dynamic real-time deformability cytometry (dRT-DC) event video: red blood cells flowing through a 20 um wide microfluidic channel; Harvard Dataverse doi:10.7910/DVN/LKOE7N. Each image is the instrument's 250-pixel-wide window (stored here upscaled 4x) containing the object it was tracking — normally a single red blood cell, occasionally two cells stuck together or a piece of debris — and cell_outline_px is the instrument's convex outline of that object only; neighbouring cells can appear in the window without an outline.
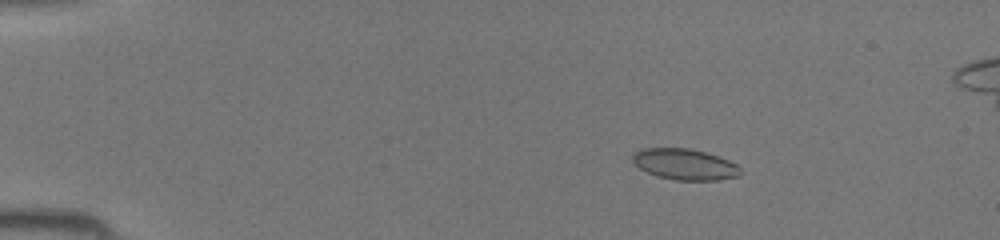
{"species": "common noctule bat (a hibernating species)", "species_latin": "Nyctalus noctula", "temperature_condition": "room temperature", "stored_images_in_passage": 42, "segment_of_instrument_passage": [1, 2], "camera_frame_rate_fps": 3000, "um_per_image_px": 0.085, "animal": {"sex": "female", "body_mass_g": 19.5, "forearm_length_mm": 54.1}, "frame": {"image": 1, "passage_image": 4, "time_ms": 1.0, "image_size_px": [1000, 240], "cell_outline_px": [[740, 172], [736, 176], [716, 180], [676, 180], [660, 176], [648, 172], [640, 168], [632, 160], [632, 156], [636, 152], [644, 148], [688, 148], [704, 152], [728, 160], [736, 164], [740, 168]], "centroid_in_image_um": [58.19, 13.96], "position_along_channel_um": 26.8, "area_um2": 19.02}}
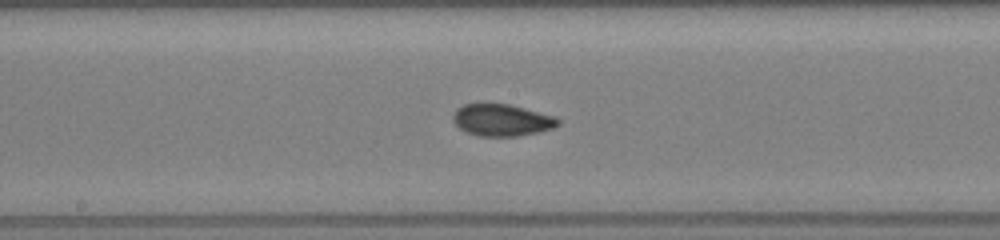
{"frame": {"image": 2, "passage_image": 21, "time_ms": 6.667, "image_size_px": [1000, 240], "cell_outline_px": [[560, 124], [552, 128], [536, 132], [516, 136], [476, 136], [460, 128], [452, 120], [452, 116], [456, 108], [464, 104], [508, 104], [524, 108], [552, 116], [560, 120]], "centroid_in_image_um": [42.61, 10.21], "position_along_channel_um": 205.6, "area_um2": 19.25}}
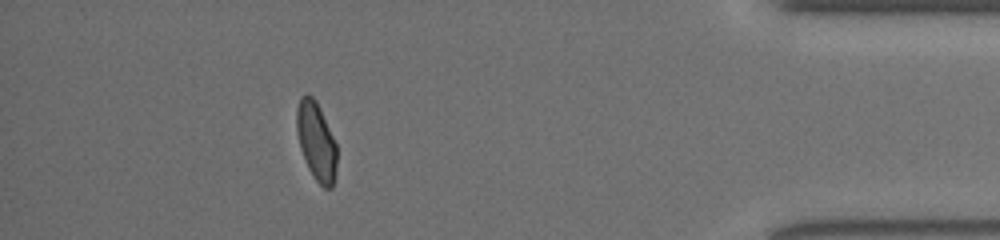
{"frame": {"image": 3, "passage_image": 37, "time_ms": 12.0, "image_size_px": [1000, 240], "cell_outline_px": [[336, 168], [332, 188], [324, 188], [316, 180], [308, 168], [300, 148], [296, 128], [296, 112], [300, 96], [308, 92], [316, 100], [320, 108], [336, 144]], "centroid_in_image_um": [26.86, 11.97], "position_along_channel_um": 408.3, "area_um2": 18.26}}